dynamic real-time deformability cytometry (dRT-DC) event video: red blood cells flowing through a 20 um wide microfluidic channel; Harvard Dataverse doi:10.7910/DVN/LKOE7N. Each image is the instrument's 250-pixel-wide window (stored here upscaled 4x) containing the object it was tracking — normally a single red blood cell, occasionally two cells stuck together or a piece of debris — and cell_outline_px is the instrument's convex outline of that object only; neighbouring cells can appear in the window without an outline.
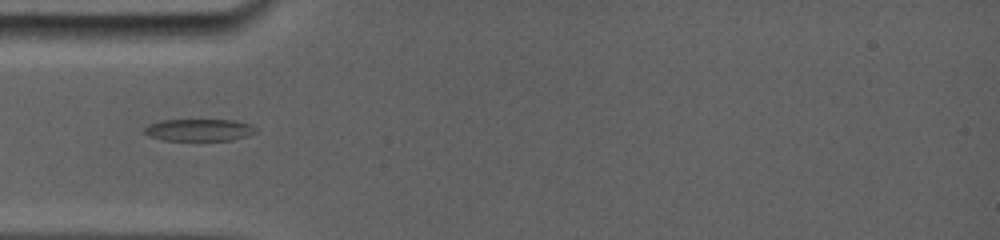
{"species": "common noctule bat (a hibernating species)", "species_latin": "Nyctalus noctula", "temperature_condition": "room temperature", "stored_images_in_passage": 21, "camera_frame_rate_fps": 5000, "um_per_image_px": 0.085, "animal": {"sex": "female", "body_mass_g": 19.0, "forearm_length_mm": 56.7}, "frame": {"image": 1, "passage_image": 1, "time_ms": 0.0, "image_size_px": [1000, 240], "cell_outline_px": [[248, 124], [244, 136], [228, 140], [164, 140], [152, 136], [144, 132], [144, 128], [148, 124], [160, 120], [232, 120]], "centroid_in_image_um": [16.69, 11.03], "position_along_channel_um": 68.3, "area_um2": 13.41}}
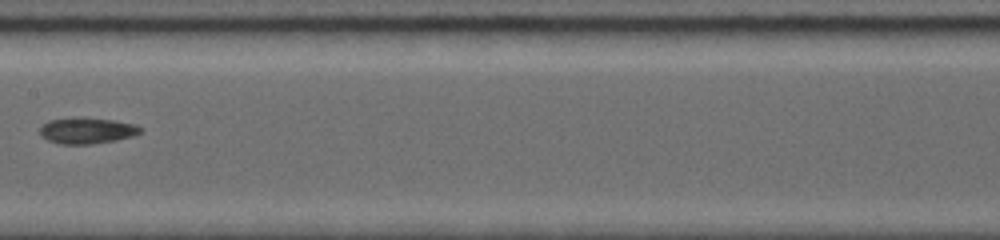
{"frame": {"image": 2, "passage_image": 8, "time_ms": 3.4, "image_size_px": [1000, 240], "cell_outline_px": [[140, 132], [132, 136], [116, 140], [88, 144], [64, 144], [48, 140], [40, 132], [40, 128], [44, 124], [52, 120], [112, 120], [132, 124], [140, 128]], "centroid_in_image_um": [7.4, 11.15], "position_along_channel_um": 200.0, "area_um2": 14.05}}
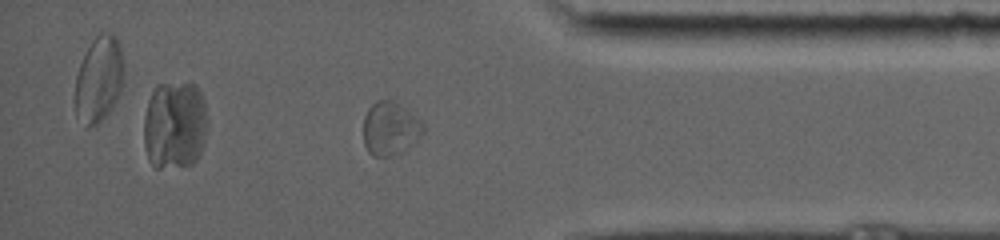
{"frame": {"image": 3, "passage_image": 17, "time_ms": 8.8, "image_size_px": [1000, 240], "cell_outline_px": [[424, 132], [420, 136], [400, 152], [388, 156], [372, 156], [368, 152], [364, 144], [364, 116], [368, 108], [376, 100], [392, 100], [404, 108], [420, 120], [424, 124]], "centroid_in_image_um": [33.13, 10.91], "position_along_channel_um": 402.1, "area_um2": 18.26}}